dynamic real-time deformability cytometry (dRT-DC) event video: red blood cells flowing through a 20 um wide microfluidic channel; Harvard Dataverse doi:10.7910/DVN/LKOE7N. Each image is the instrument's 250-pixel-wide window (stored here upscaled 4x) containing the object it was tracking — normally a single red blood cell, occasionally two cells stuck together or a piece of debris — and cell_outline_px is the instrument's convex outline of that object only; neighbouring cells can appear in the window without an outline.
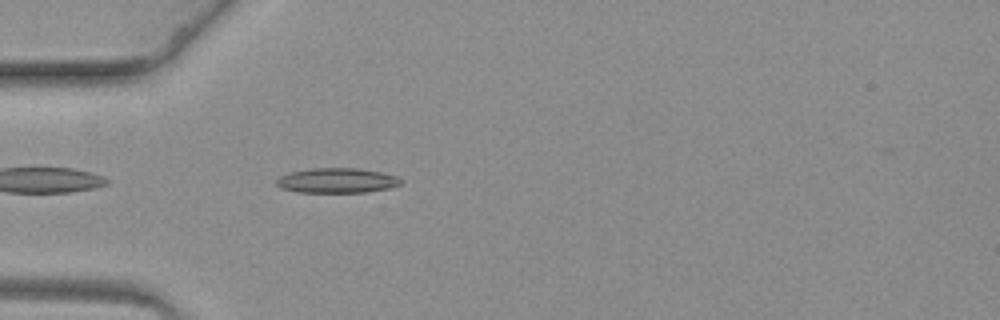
{"species": "common noctule bat (a hibernating species)", "species_latin": "Nyctalus noctula", "temperature_condition": "warm", "stored_images_in_passage": 47, "camera_frame_rate_fps": 3000, "um_per_image_px": 0.085, "animal": {"sex": "female", "body_mass_g": 19.3, "forearm_length_mm": 54.1}, "frame": {"image": 1, "passage_image": 3, "time_ms": 0.667, "image_size_px": [1000, 320], "cell_outline_px": [[404, 180], [400, 184], [392, 188], [368, 192], [296, 192], [280, 188], [276, 184], [276, 180], [280, 176], [292, 172], [312, 168], [360, 168], [380, 172], [396, 176]], "centroid_in_image_um": [28.67, 15.35], "position_along_channel_um": 56.3, "area_um2": 18.15}}
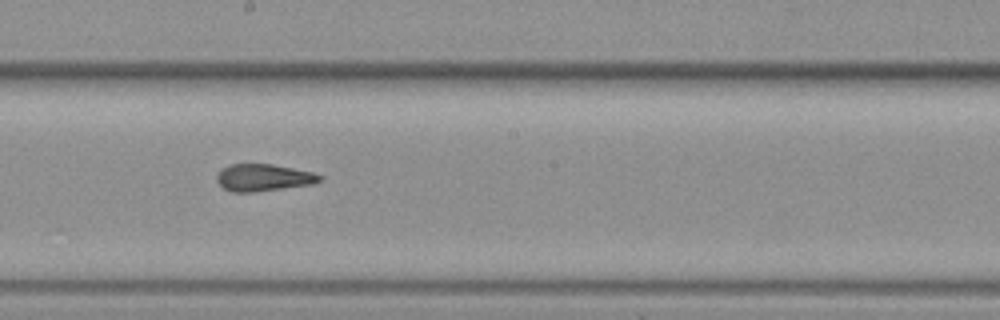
{"frame": {"image": 2, "passage_image": 19, "time_ms": 6.0, "image_size_px": [1000, 320], "cell_outline_px": [[324, 176], [320, 180], [312, 184], [252, 192], [232, 192], [224, 188], [216, 180], [216, 176], [228, 164], [272, 164], [312, 172]], "centroid_in_image_um": [22.38, 15.09], "position_along_channel_um": 225.8, "area_um2": 16.01}}
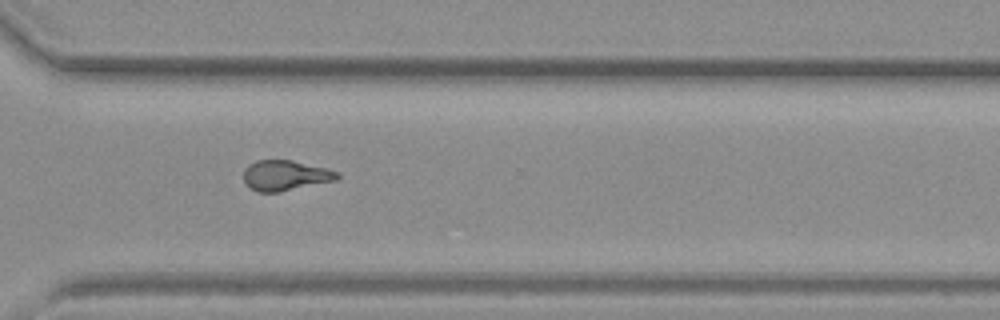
{"frame": {"image": 3, "passage_image": 30, "time_ms": 9.667, "image_size_px": [1000, 320], "cell_outline_px": [[340, 176], [336, 180], [280, 192], [256, 192], [244, 184], [244, 168], [248, 164], [256, 160], [292, 160], [340, 172]], "centroid_in_image_um": [24.21, 14.92], "position_along_channel_um": 346.4, "area_um2": 16.65}}